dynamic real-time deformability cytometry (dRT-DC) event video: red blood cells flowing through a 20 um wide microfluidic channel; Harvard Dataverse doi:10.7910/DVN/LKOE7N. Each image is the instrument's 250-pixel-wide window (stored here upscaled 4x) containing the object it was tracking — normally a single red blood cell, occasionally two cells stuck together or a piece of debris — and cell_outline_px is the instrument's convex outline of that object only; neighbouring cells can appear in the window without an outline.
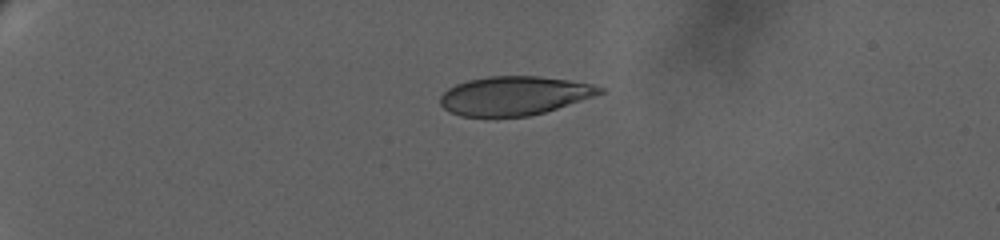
{"species": "human", "species_latin": "Homo sapiens", "temperature_condition": "warm", "stored_images_in_passage": 4, "camera_frame_rate_fps": 3000, "um_per_image_px": 0.085, "donor": {"sex": "female"}, "frame": {"image": 1, "passage_image": 1, "time_ms": 0.0, "image_size_px": [1000, 240], "cell_outline_px": [[604, 92], [544, 112], [528, 116], [460, 116], [448, 112], [440, 104], [440, 96], [448, 88], [456, 84], [468, 80], [488, 76], [540, 76], [568, 80], [592, 84], [604, 88]], "centroid_in_image_um": [43.66, 8.13], "position_along_channel_um": 41.3, "area_um2": 35.84}}